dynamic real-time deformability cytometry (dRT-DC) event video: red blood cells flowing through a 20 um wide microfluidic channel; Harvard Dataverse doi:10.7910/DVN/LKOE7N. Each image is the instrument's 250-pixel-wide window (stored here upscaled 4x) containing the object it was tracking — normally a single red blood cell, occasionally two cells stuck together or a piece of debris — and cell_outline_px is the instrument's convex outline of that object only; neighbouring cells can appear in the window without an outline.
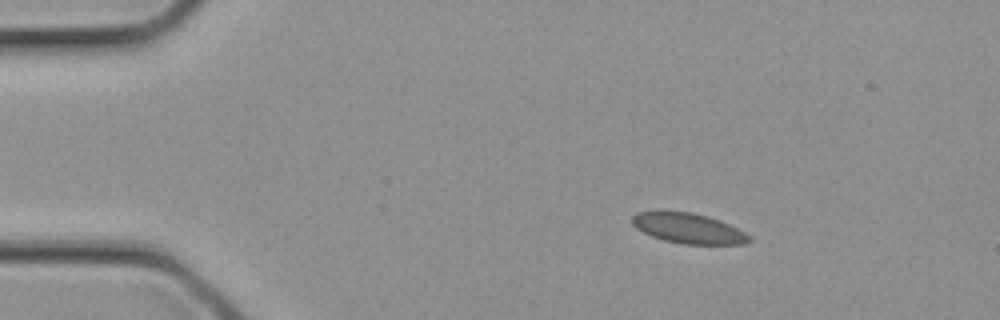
{"species": "common noctule bat (a hibernating species)", "species_latin": "Nyctalus noctula", "temperature_condition": "cold", "stored_images_in_passage": 2, "camera_frame_rate_fps": 3000, "um_per_image_px": 0.085, "animal": {"sex": "female", "body_mass_g": 21.9}, "frame": {"image": 1, "passage_image": 1, "time_ms": 0.0, "image_size_px": [1000, 320], "cell_outline_px": [[752, 240], [744, 244], [684, 244], [664, 240], [652, 236], [636, 228], [632, 224], [632, 216], [636, 212], [656, 208], [660, 208], [692, 212], [708, 216], [720, 220], [752, 236]], "centroid_in_image_um": [58.44, 19.35], "position_along_channel_um": 26.6, "area_um2": 21.27}}
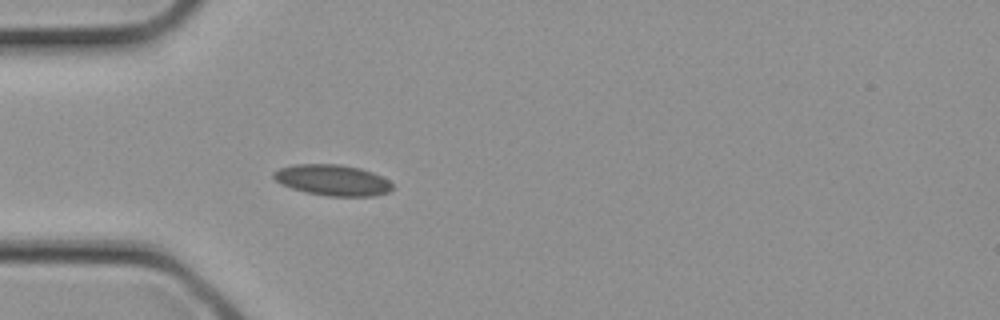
{"frame": {"image": 2, "passage_image": 2, "time_ms": 0.333, "image_size_px": [1000, 320], "cell_outline_px": [[392, 188], [388, 192], [372, 196], [328, 196], [304, 192], [280, 184], [272, 176], [272, 172], [280, 168], [296, 164], [340, 164], [360, 168], [372, 172], [388, 180], [392, 184]], "centroid_in_image_um": [28.23, 15.31], "position_along_channel_um": 56.8, "area_um2": 21.39}}